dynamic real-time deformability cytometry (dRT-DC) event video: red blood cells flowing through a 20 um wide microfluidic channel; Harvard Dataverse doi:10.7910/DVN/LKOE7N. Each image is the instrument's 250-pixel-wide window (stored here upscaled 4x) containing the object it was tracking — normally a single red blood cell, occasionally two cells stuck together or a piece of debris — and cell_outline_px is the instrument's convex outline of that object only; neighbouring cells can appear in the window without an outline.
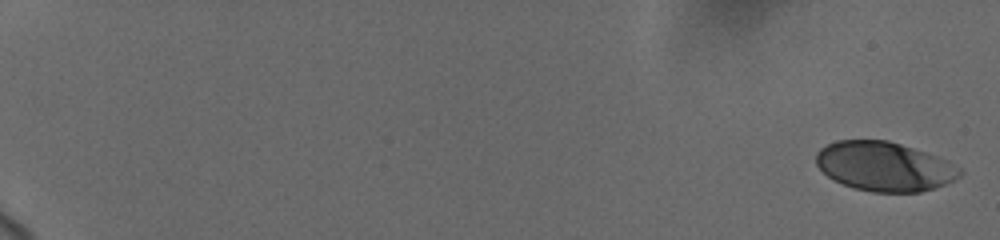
{"species": "human", "species_latin": "Homo sapiens", "temperature_condition": "cold", "stored_images_in_passage": 38, "camera_frame_rate_fps": 3000, "um_per_image_px": 0.085, "donor": {"sex": "female"}, "frame": {"image": 1, "passage_image": 1, "time_ms": 0.0, "image_size_px": [1000, 240], "cell_outline_px": [[964, 172], [960, 176], [936, 188], [920, 192], [872, 192], [852, 188], [828, 176], [816, 164], [816, 152], [820, 148], [836, 140], [888, 140], [948, 160], [960, 168]], "centroid_in_image_um": [75.17, 14.15], "position_along_channel_um": 9.8, "area_um2": 41.15}}
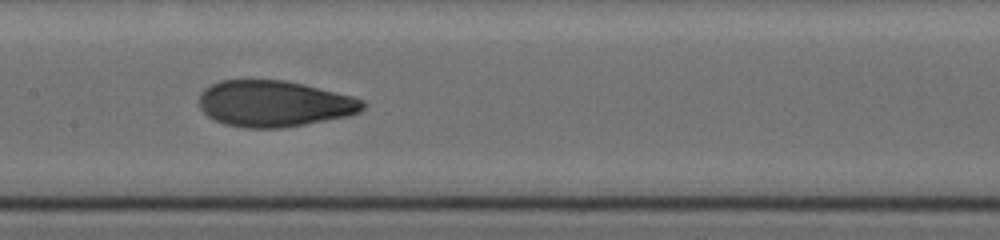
{"frame": {"image": 2, "passage_image": 21, "time_ms": 10.667, "image_size_px": [1000, 240], "cell_outline_px": [[368, 104], [360, 112], [348, 116], [304, 124], [280, 128], [248, 128], [224, 124], [208, 116], [200, 108], [200, 92], [204, 88], [220, 80], [284, 80], [304, 84], [352, 96], [364, 100]], "centroid_in_image_um": [23.32, 8.81], "position_along_channel_um": 184.1, "area_um2": 44.1}}
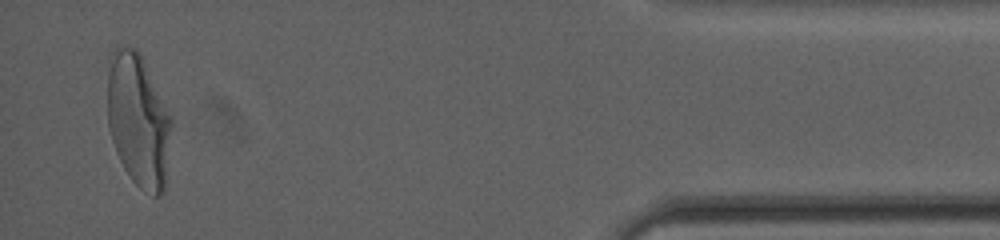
{"frame": {"image": 3, "passage_image": 38, "time_ms": 18.667, "image_size_px": [1000, 240], "cell_outline_px": [[172, 124], [164, 188], [160, 196], [152, 196], [144, 192], [132, 180], [124, 168], [116, 152], [108, 128], [108, 60], [112, 48], [116, 44], [136, 48], [140, 52], [172, 116]], "centroid_in_image_um": [11.74, 10.17], "position_along_channel_um": 423.5, "area_um2": 50.23}, "authors_computed_cell_mechanics": {"area_um2": 43.9858, "velocity_mm_per_s": 3.6885, "shape_relaxation_time_tau1_ms": 4.3921, "shape_relaxation_time_tau2_ms": 0.9613, "deformation_change_tau1": 0.1744, "deformation_change_tau2": 0.0624}}